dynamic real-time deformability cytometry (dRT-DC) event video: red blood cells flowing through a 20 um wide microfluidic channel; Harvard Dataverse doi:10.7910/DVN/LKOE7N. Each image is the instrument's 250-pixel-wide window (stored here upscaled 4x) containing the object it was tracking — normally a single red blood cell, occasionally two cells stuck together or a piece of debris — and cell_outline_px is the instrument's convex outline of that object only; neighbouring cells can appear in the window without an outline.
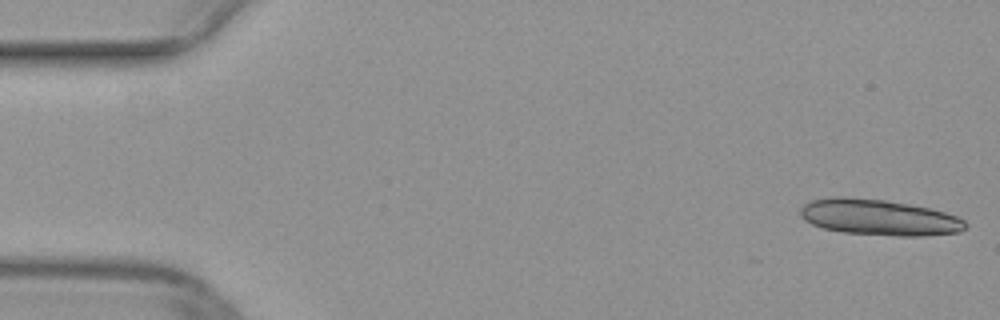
{"species": "common noctule bat (a hibernating species)", "species_latin": "Nyctalus noctula", "temperature_condition": "warm", "stored_images_in_passage": 14, "camera_frame_rate_fps": 3000, "um_per_image_px": 0.085, "animal": {"sex": "female", "body_mass_g": 29.2, "forearm_length_mm": 56.3}, "frame": {"image": 1, "passage_image": 1, "time_ms": 0.0, "image_size_px": [1000, 320], "cell_outline_px": [[968, 228], [960, 232], [924, 236], [896, 236], [840, 232], [824, 228], [812, 224], [804, 220], [800, 216], [800, 208], [804, 204], [812, 200], [832, 196], [844, 196], [884, 200], [932, 208], [956, 216], [964, 220], [968, 224]], "centroid_in_image_um": [74.72, 18.48], "position_along_channel_um": 10.3, "area_um2": 34.91}}